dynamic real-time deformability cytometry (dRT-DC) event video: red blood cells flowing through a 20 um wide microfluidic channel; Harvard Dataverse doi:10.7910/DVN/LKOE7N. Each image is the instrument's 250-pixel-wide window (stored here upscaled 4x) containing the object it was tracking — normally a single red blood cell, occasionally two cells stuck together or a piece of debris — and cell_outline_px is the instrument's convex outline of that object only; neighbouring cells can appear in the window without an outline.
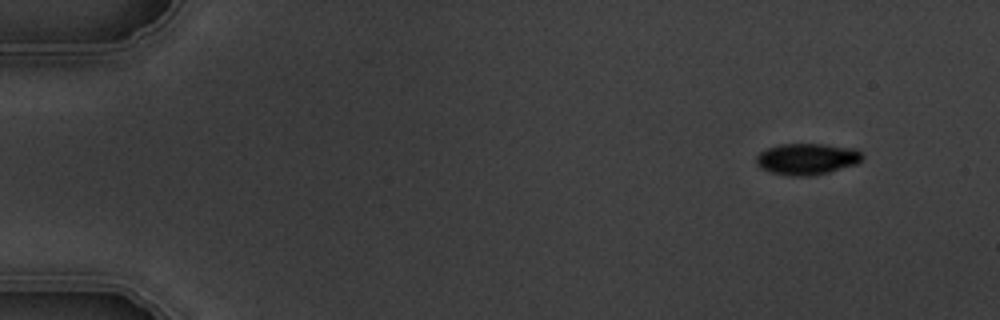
{"species": "common noctule bat (a hibernating species)", "species_latin": "Nyctalus noctula", "temperature_condition": "warm", "stored_images_in_passage": 9, "camera_frame_rate_fps": 3000, "um_per_image_px": 0.085, "animal": {"sex": "male", "body_mass_g": 19.5, "forearm_length_mm": 54.6}, "frame": {"image": 1, "passage_image": 1, "time_ms": 0.0, "image_size_px": [1000, 320], "cell_outline_px": [[864, 156], [856, 164], [828, 172], [812, 176], [788, 176], [772, 172], [760, 168], [756, 164], [756, 156], [760, 152], [768, 148], [780, 144], [824, 144], [856, 148]], "centroid_in_image_um": [68.58, 13.51], "position_along_channel_um": 16.4, "area_um2": 19.42}}
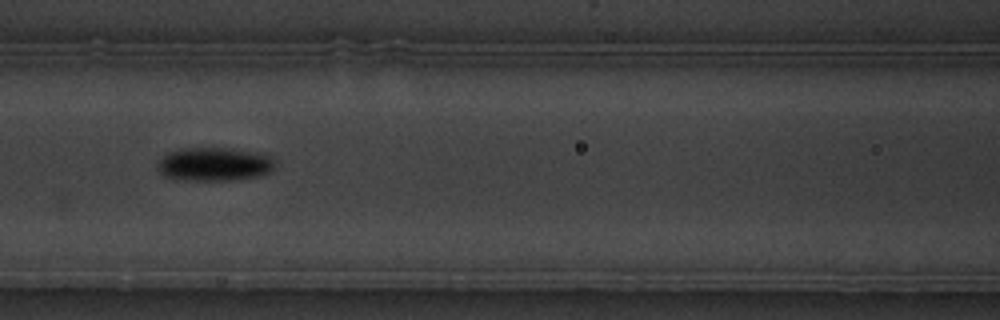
{"frame": {"image": 2, "passage_image": 7, "time_ms": 6.667, "image_size_px": [1000, 320], "cell_outline_px": [[272, 168], [268, 172], [260, 176], [232, 180], [176, 180], [164, 176], [160, 172], [160, 160], [168, 152], [180, 148], [228, 148], [260, 152], [268, 156], [272, 160]], "centroid_in_image_um": [18.19, 13.95], "position_along_channel_um": 148.4, "area_um2": 22.77}}